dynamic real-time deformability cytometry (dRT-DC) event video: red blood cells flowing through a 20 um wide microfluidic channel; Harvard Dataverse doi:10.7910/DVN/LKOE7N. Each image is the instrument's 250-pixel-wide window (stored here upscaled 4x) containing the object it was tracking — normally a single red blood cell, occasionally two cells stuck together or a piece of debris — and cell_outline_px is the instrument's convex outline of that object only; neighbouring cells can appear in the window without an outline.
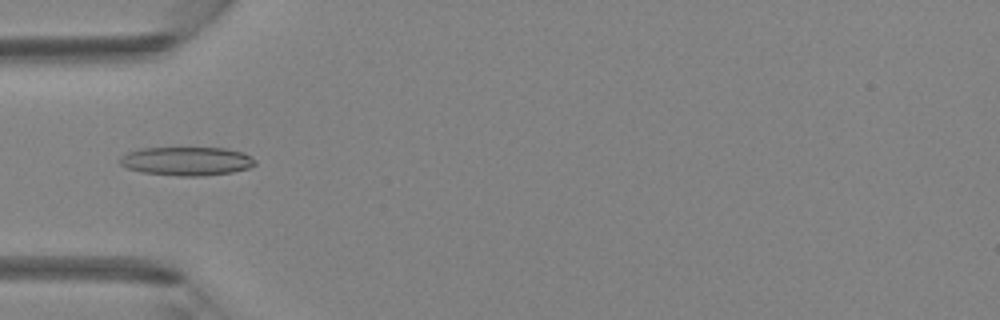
{"species": "Egyptian fruit bat (a non-hibernating species)", "species_latin": "Rousettus aegyptiacus", "temperature_condition": "room temperature", "stored_images_in_passage": 5, "camera_frame_rate_fps": 3000, "um_per_image_px": 0.085, "animal": {"sex": "female"}, "frame": {"image": 1, "passage_image": 5, "time_ms": 4.667, "image_size_px": [1000, 320], "cell_outline_px": [[256, 164], [248, 168], [232, 172], [204, 176], [176, 176], [140, 172], [128, 168], [120, 164], [120, 156], [128, 152], [140, 148], [224, 148], [240, 152], [252, 156], [256, 160]], "centroid_in_image_um": [15.86, 13.7], "position_along_channel_um": 69.1, "area_um2": 22.66}}